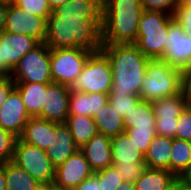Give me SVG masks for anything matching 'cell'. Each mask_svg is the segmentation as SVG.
Here are the masks:
<instances>
[{"instance_id": "cell-1", "label": "cell", "mask_w": 191, "mask_h": 190, "mask_svg": "<svg viewBox=\"0 0 191 190\" xmlns=\"http://www.w3.org/2000/svg\"><path fill=\"white\" fill-rule=\"evenodd\" d=\"M102 0H70L50 14L44 44L50 50L102 47Z\"/></svg>"}, {"instance_id": "cell-2", "label": "cell", "mask_w": 191, "mask_h": 190, "mask_svg": "<svg viewBox=\"0 0 191 190\" xmlns=\"http://www.w3.org/2000/svg\"><path fill=\"white\" fill-rule=\"evenodd\" d=\"M101 51L108 57L112 68L110 92L139 96L150 59L134 43L102 44Z\"/></svg>"}, {"instance_id": "cell-3", "label": "cell", "mask_w": 191, "mask_h": 190, "mask_svg": "<svg viewBox=\"0 0 191 190\" xmlns=\"http://www.w3.org/2000/svg\"><path fill=\"white\" fill-rule=\"evenodd\" d=\"M102 44L135 43L141 0H102Z\"/></svg>"}, {"instance_id": "cell-4", "label": "cell", "mask_w": 191, "mask_h": 190, "mask_svg": "<svg viewBox=\"0 0 191 190\" xmlns=\"http://www.w3.org/2000/svg\"><path fill=\"white\" fill-rule=\"evenodd\" d=\"M141 100L154 101L172 97L183 91V71L162 59H150L141 82Z\"/></svg>"}, {"instance_id": "cell-5", "label": "cell", "mask_w": 191, "mask_h": 190, "mask_svg": "<svg viewBox=\"0 0 191 190\" xmlns=\"http://www.w3.org/2000/svg\"><path fill=\"white\" fill-rule=\"evenodd\" d=\"M172 20L173 16L164 12L143 10L134 44L147 58L162 59L165 55L169 24Z\"/></svg>"}, {"instance_id": "cell-6", "label": "cell", "mask_w": 191, "mask_h": 190, "mask_svg": "<svg viewBox=\"0 0 191 190\" xmlns=\"http://www.w3.org/2000/svg\"><path fill=\"white\" fill-rule=\"evenodd\" d=\"M112 85L111 64L108 57L100 50L89 56L81 74L69 88L83 93L108 94Z\"/></svg>"}, {"instance_id": "cell-7", "label": "cell", "mask_w": 191, "mask_h": 190, "mask_svg": "<svg viewBox=\"0 0 191 190\" xmlns=\"http://www.w3.org/2000/svg\"><path fill=\"white\" fill-rule=\"evenodd\" d=\"M10 76L14 82L52 83L50 49L40 42L19 60Z\"/></svg>"}, {"instance_id": "cell-8", "label": "cell", "mask_w": 191, "mask_h": 190, "mask_svg": "<svg viewBox=\"0 0 191 190\" xmlns=\"http://www.w3.org/2000/svg\"><path fill=\"white\" fill-rule=\"evenodd\" d=\"M93 52L84 48L50 50V71L53 83L70 87L81 74Z\"/></svg>"}, {"instance_id": "cell-9", "label": "cell", "mask_w": 191, "mask_h": 190, "mask_svg": "<svg viewBox=\"0 0 191 190\" xmlns=\"http://www.w3.org/2000/svg\"><path fill=\"white\" fill-rule=\"evenodd\" d=\"M12 161L27 171L39 183H53L55 167L46 150L16 139Z\"/></svg>"}, {"instance_id": "cell-10", "label": "cell", "mask_w": 191, "mask_h": 190, "mask_svg": "<svg viewBox=\"0 0 191 190\" xmlns=\"http://www.w3.org/2000/svg\"><path fill=\"white\" fill-rule=\"evenodd\" d=\"M151 103L156 117L157 135L175 138L177 120L188 105L184 91L172 97L154 100Z\"/></svg>"}, {"instance_id": "cell-11", "label": "cell", "mask_w": 191, "mask_h": 190, "mask_svg": "<svg viewBox=\"0 0 191 190\" xmlns=\"http://www.w3.org/2000/svg\"><path fill=\"white\" fill-rule=\"evenodd\" d=\"M5 32L25 34L44 42L47 36V19L23 11L14 3H8Z\"/></svg>"}, {"instance_id": "cell-12", "label": "cell", "mask_w": 191, "mask_h": 190, "mask_svg": "<svg viewBox=\"0 0 191 190\" xmlns=\"http://www.w3.org/2000/svg\"><path fill=\"white\" fill-rule=\"evenodd\" d=\"M40 42L25 34H0V75H10L19 60Z\"/></svg>"}, {"instance_id": "cell-13", "label": "cell", "mask_w": 191, "mask_h": 190, "mask_svg": "<svg viewBox=\"0 0 191 190\" xmlns=\"http://www.w3.org/2000/svg\"><path fill=\"white\" fill-rule=\"evenodd\" d=\"M162 60L182 71L191 66V33H185L175 20L169 24Z\"/></svg>"}, {"instance_id": "cell-14", "label": "cell", "mask_w": 191, "mask_h": 190, "mask_svg": "<svg viewBox=\"0 0 191 190\" xmlns=\"http://www.w3.org/2000/svg\"><path fill=\"white\" fill-rule=\"evenodd\" d=\"M93 173L84 154L79 149L55 168L53 185L58 190H72L82 181L91 177Z\"/></svg>"}, {"instance_id": "cell-15", "label": "cell", "mask_w": 191, "mask_h": 190, "mask_svg": "<svg viewBox=\"0 0 191 190\" xmlns=\"http://www.w3.org/2000/svg\"><path fill=\"white\" fill-rule=\"evenodd\" d=\"M70 88L58 83H49L44 94V103L38 118L56 123H66L69 115Z\"/></svg>"}, {"instance_id": "cell-16", "label": "cell", "mask_w": 191, "mask_h": 190, "mask_svg": "<svg viewBox=\"0 0 191 190\" xmlns=\"http://www.w3.org/2000/svg\"><path fill=\"white\" fill-rule=\"evenodd\" d=\"M30 118L20 93L14 88L0 108V126L19 138Z\"/></svg>"}, {"instance_id": "cell-17", "label": "cell", "mask_w": 191, "mask_h": 190, "mask_svg": "<svg viewBox=\"0 0 191 190\" xmlns=\"http://www.w3.org/2000/svg\"><path fill=\"white\" fill-rule=\"evenodd\" d=\"M78 150L68 126L65 123L51 122V140L46 154L52 165L56 168Z\"/></svg>"}, {"instance_id": "cell-18", "label": "cell", "mask_w": 191, "mask_h": 190, "mask_svg": "<svg viewBox=\"0 0 191 190\" xmlns=\"http://www.w3.org/2000/svg\"><path fill=\"white\" fill-rule=\"evenodd\" d=\"M80 151L84 154L93 172L105 169L113 165L111 156V138L103 133H97Z\"/></svg>"}, {"instance_id": "cell-19", "label": "cell", "mask_w": 191, "mask_h": 190, "mask_svg": "<svg viewBox=\"0 0 191 190\" xmlns=\"http://www.w3.org/2000/svg\"><path fill=\"white\" fill-rule=\"evenodd\" d=\"M107 103L108 94L83 93L80 91L70 90L69 114L93 117V115L102 109V106Z\"/></svg>"}, {"instance_id": "cell-20", "label": "cell", "mask_w": 191, "mask_h": 190, "mask_svg": "<svg viewBox=\"0 0 191 190\" xmlns=\"http://www.w3.org/2000/svg\"><path fill=\"white\" fill-rule=\"evenodd\" d=\"M155 121L152 103L141 99L123 118L124 128H135V131H156Z\"/></svg>"}, {"instance_id": "cell-21", "label": "cell", "mask_w": 191, "mask_h": 190, "mask_svg": "<svg viewBox=\"0 0 191 190\" xmlns=\"http://www.w3.org/2000/svg\"><path fill=\"white\" fill-rule=\"evenodd\" d=\"M111 156L113 165L145 162L144 153L125 132L111 138Z\"/></svg>"}, {"instance_id": "cell-22", "label": "cell", "mask_w": 191, "mask_h": 190, "mask_svg": "<svg viewBox=\"0 0 191 190\" xmlns=\"http://www.w3.org/2000/svg\"><path fill=\"white\" fill-rule=\"evenodd\" d=\"M173 138L156 135L152 139L148 151L144 155L147 168L165 169L170 172V152Z\"/></svg>"}, {"instance_id": "cell-23", "label": "cell", "mask_w": 191, "mask_h": 190, "mask_svg": "<svg viewBox=\"0 0 191 190\" xmlns=\"http://www.w3.org/2000/svg\"><path fill=\"white\" fill-rule=\"evenodd\" d=\"M19 138L28 144L46 150L51 140V121L31 117Z\"/></svg>"}, {"instance_id": "cell-24", "label": "cell", "mask_w": 191, "mask_h": 190, "mask_svg": "<svg viewBox=\"0 0 191 190\" xmlns=\"http://www.w3.org/2000/svg\"><path fill=\"white\" fill-rule=\"evenodd\" d=\"M14 83L15 89L20 93L28 114L31 117H37L42 111L44 94L49 83Z\"/></svg>"}, {"instance_id": "cell-25", "label": "cell", "mask_w": 191, "mask_h": 190, "mask_svg": "<svg viewBox=\"0 0 191 190\" xmlns=\"http://www.w3.org/2000/svg\"><path fill=\"white\" fill-rule=\"evenodd\" d=\"M177 179L168 170L146 168L134 185L136 190H170Z\"/></svg>"}, {"instance_id": "cell-26", "label": "cell", "mask_w": 191, "mask_h": 190, "mask_svg": "<svg viewBox=\"0 0 191 190\" xmlns=\"http://www.w3.org/2000/svg\"><path fill=\"white\" fill-rule=\"evenodd\" d=\"M99 133L110 138L125 132L123 118L119 115L110 102L102 106V109L93 115Z\"/></svg>"}, {"instance_id": "cell-27", "label": "cell", "mask_w": 191, "mask_h": 190, "mask_svg": "<svg viewBox=\"0 0 191 190\" xmlns=\"http://www.w3.org/2000/svg\"><path fill=\"white\" fill-rule=\"evenodd\" d=\"M170 172L184 178L191 171V141L173 138Z\"/></svg>"}, {"instance_id": "cell-28", "label": "cell", "mask_w": 191, "mask_h": 190, "mask_svg": "<svg viewBox=\"0 0 191 190\" xmlns=\"http://www.w3.org/2000/svg\"><path fill=\"white\" fill-rule=\"evenodd\" d=\"M65 124L79 149L98 133L97 125L90 116L69 114Z\"/></svg>"}, {"instance_id": "cell-29", "label": "cell", "mask_w": 191, "mask_h": 190, "mask_svg": "<svg viewBox=\"0 0 191 190\" xmlns=\"http://www.w3.org/2000/svg\"><path fill=\"white\" fill-rule=\"evenodd\" d=\"M5 167V190H35L39 182L12 160L3 164Z\"/></svg>"}, {"instance_id": "cell-30", "label": "cell", "mask_w": 191, "mask_h": 190, "mask_svg": "<svg viewBox=\"0 0 191 190\" xmlns=\"http://www.w3.org/2000/svg\"><path fill=\"white\" fill-rule=\"evenodd\" d=\"M140 99L138 95L108 93V102L112 104L114 110L124 118L131 110L132 106Z\"/></svg>"}, {"instance_id": "cell-31", "label": "cell", "mask_w": 191, "mask_h": 190, "mask_svg": "<svg viewBox=\"0 0 191 190\" xmlns=\"http://www.w3.org/2000/svg\"><path fill=\"white\" fill-rule=\"evenodd\" d=\"M102 190H116L123 181L122 176L114 166L94 172Z\"/></svg>"}, {"instance_id": "cell-32", "label": "cell", "mask_w": 191, "mask_h": 190, "mask_svg": "<svg viewBox=\"0 0 191 190\" xmlns=\"http://www.w3.org/2000/svg\"><path fill=\"white\" fill-rule=\"evenodd\" d=\"M13 3L20 7L23 11H27L46 19H48L52 13L48 0H15Z\"/></svg>"}, {"instance_id": "cell-33", "label": "cell", "mask_w": 191, "mask_h": 190, "mask_svg": "<svg viewBox=\"0 0 191 190\" xmlns=\"http://www.w3.org/2000/svg\"><path fill=\"white\" fill-rule=\"evenodd\" d=\"M16 139V136L0 126V164L13 159Z\"/></svg>"}, {"instance_id": "cell-34", "label": "cell", "mask_w": 191, "mask_h": 190, "mask_svg": "<svg viewBox=\"0 0 191 190\" xmlns=\"http://www.w3.org/2000/svg\"><path fill=\"white\" fill-rule=\"evenodd\" d=\"M112 166L117 169L118 173L122 176L123 181H129L132 183H135L147 168L145 162H134L127 165L116 164Z\"/></svg>"}, {"instance_id": "cell-35", "label": "cell", "mask_w": 191, "mask_h": 190, "mask_svg": "<svg viewBox=\"0 0 191 190\" xmlns=\"http://www.w3.org/2000/svg\"><path fill=\"white\" fill-rule=\"evenodd\" d=\"M125 133L144 155L148 151L152 139L157 135L156 131H135V128H127Z\"/></svg>"}, {"instance_id": "cell-36", "label": "cell", "mask_w": 191, "mask_h": 190, "mask_svg": "<svg viewBox=\"0 0 191 190\" xmlns=\"http://www.w3.org/2000/svg\"><path fill=\"white\" fill-rule=\"evenodd\" d=\"M175 138L191 141V106L187 105L177 120Z\"/></svg>"}, {"instance_id": "cell-37", "label": "cell", "mask_w": 191, "mask_h": 190, "mask_svg": "<svg viewBox=\"0 0 191 190\" xmlns=\"http://www.w3.org/2000/svg\"><path fill=\"white\" fill-rule=\"evenodd\" d=\"M143 10L161 11L169 15H173L177 7V0H141Z\"/></svg>"}, {"instance_id": "cell-38", "label": "cell", "mask_w": 191, "mask_h": 190, "mask_svg": "<svg viewBox=\"0 0 191 190\" xmlns=\"http://www.w3.org/2000/svg\"><path fill=\"white\" fill-rule=\"evenodd\" d=\"M172 16L185 33H191V7L177 5Z\"/></svg>"}, {"instance_id": "cell-39", "label": "cell", "mask_w": 191, "mask_h": 190, "mask_svg": "<svg viewBox=\"0 0 191 190\" xmlns=\"http://www.w3.org/2000/svg\"><path fill=\"white\" fill-rule=\"evenodd\" d=\"M14 88L15 83L10 75H0V108Z\"/></svg>"}, {"instance_id": "cell-40", "label": "cell", "mask_w": 191, "mask_h": 190, "mask_svg": "<svg viewBox=\"0 0 191 190\" xmlns=\"http://www.w3.org/2000/svg\"><path fill=\"white\" fill-rule=\"evenodd\" d=\"M72 190H102L97 178L92 175L91 177L82 181L77 187Z\"/></svg>"}, {"instance_id": "cell-41", "label": "cell", "mask_w": 191, "mask_h": 190, "mask_svg": "<svg viewBox=\"0 0 191 190\" xmlns=\"http://www.w3.org/2000/svg\"><path fill=\"white\" fill-rule=\"evenodd\" d=\"M183 91L188 105L191 106V66L183 71Z\"/></svg>"}, {"instance_id": "cell-42", "label": "cell", "mask_w": 191, "mask_h": 190, "mask_svg": "<svg viewBox=\"0 0 191 190\" xmlns=\"http://www.w3.org/2000/svg\"><path fill=\"white\" fill-rule=\"evenodd\" d=\"M7 7H8V3L0 0V34L5 29Z\"/></svg>"}, {"instance_id": "cell-43", "label": "cell", "mask_w": 191, "mask_h": 190, "mask_svg": "<svg viewBox=\"0 0 191 190\" xmlns=\"http://www.w3.org/2000/svg\"><path fill=\"white\" fill-rule=\"evenodd\" d=\"M170 190H191V185L185 178H178Z\"/></svg>"}, {"instance_id": "cell-44", "label": "cell", "mask_w": 191, "mask_h": 190, "mask_svg": "<svg viewBox=\"0 0 191 190\" xmlns=\"http://www.w3.org/2000/svg\"><path fill=\"white\" fill-rule=\"evenodd\" d=\"M70 0H48V4L51 12H54L57 8L62 6L63 4L68 3Z\"/></svg>"}, {"instance_id": "cell-45", "label": "cell", "mask_w": 191, "mask_h": 190, "mask_svg": "<svg viewBox=\"0 0 191 190\" xmlns=\"http://www.w3.org/2000/svg\"><path fill=\"white\" fill-rule=\"evenodd\" d=\"M6 189V177H5V167L0 164V190Z\"/></svg>"}, {"instance_id": "cell-46", "label": "cell", "mask_w": 191, "mask_h": 190, "mask_svg": "<svg viewBox=\"0 0 191 190\" xmlns=\"http://www.w3.org/2000/svg\"><path fill=\"white\" fill-rule=\"evenodd\" d=\"M116 190H136V189L134 183L129 181H122V183Z\"/></svg>"}, {"instance_id": "cell-47", "label": "cell", "mask_w": 191, "mask_h": 190, "mask_svg": "<svg viewBox=\"0 0 191 190\" xmlns=\"http://www.w3.org/2000/svg\"><path fill=\"white\" fill-rule=\"evenodd\" d=\"M35 190H58L53 183H39Z\"/></svg>"}, {"instance_id": "cell-48", "label": "cell", "mask_w": 191, "mask_h": 190, "mask_svg": "<svg viewBox=\"0 0 191 190\" xmlns=\"http://www.w3.org/2000/svg\"><path fill=\"white\" fill-rule=\"evenodd\" d=\"M177 5L191 7V0H177Z\"/></svg>"}, {"instance_id": "cell-49", "label": "cell", "mask_w": 191, "mask_h": 190, "mask_svg": "<svg viewBox=\"0 0 191 190\" xmlns=\"http://www.w3.org/2000/svg\"><path fill=\"white\" fill-rule=\"evenodd\" d=\"M191 185V171L184 177Z\"/></svg>"}, {"instance_id": "cell-50", "label": "cell", "mask_w": 191, "mask_h": 190, "mask_svg": "<svg viewBox=\"0 0 191 190\" xmlns=\"http://www.w3.org/2000/svg\"><path fill=\"white\" fill-rule=\"evenodd\" d=\"M1 1H4L6 3H13L15 0H1Z\"/></svg>"}]
</instances>
